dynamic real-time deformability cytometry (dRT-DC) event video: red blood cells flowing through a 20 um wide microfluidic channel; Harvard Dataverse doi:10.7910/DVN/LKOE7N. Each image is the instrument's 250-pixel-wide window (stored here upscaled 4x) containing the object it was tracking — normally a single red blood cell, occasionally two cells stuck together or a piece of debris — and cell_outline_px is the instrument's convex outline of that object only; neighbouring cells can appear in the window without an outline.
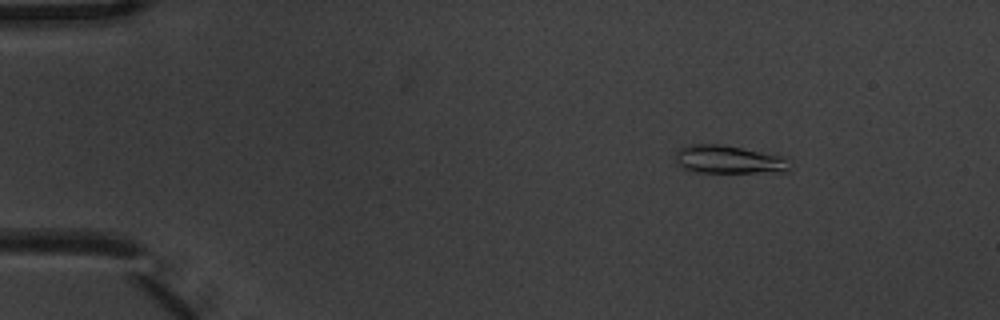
{"species": "common noctule bat (a hibernating species)", "species_latin": "Nyctalus noctula", "temperature_condition": "warm", "stored_images_in_passage": 9, "camera_frame_rate_fps": 3000, "um_per_image_px": 0.085, "animal": {"sex": "male", "body_mass_g": 20.1, "forearm_length_mm": 53.5}, "frame": {"image": 1, "passage_image": 2, "time_ms": 0.333, "image_size_px": [1000, 320], "cell_outline_px": [[792, 168], [788, 172], [696, 172], [684, 168], [676, 160], [676, 152], [680, 148], [692, 144], [720, 144], [792, 156]], "centroid_in_image_um": [62.14, 13.55], "position_along_channel_um": 22.9, "area_um2": 19.31}}
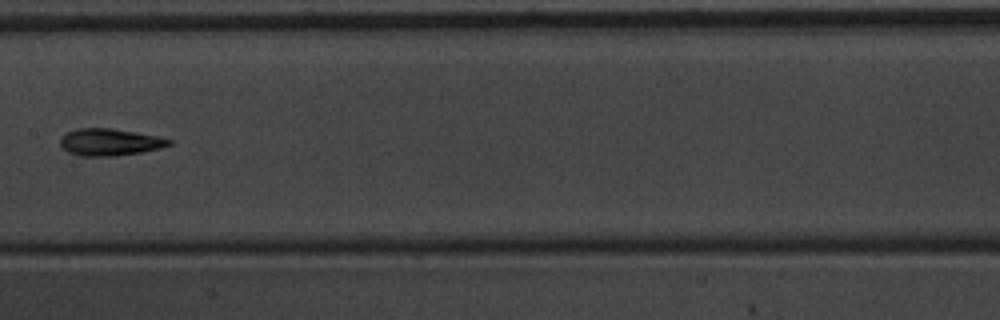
{"frame": {"image": 2, "passage_image": 8, "time_ms": 2.333, "image_size_px": [1000, 320], "cell_outline_px": [[172, 144], [160, 148], [140, 152], [112, 156], [80, 156], [68, 152], [60, 144], [60, 136], [64, 132], [76, 128], [112, 128], [160, 136], [172, 140]], "centroid_in_image_um": [9.3, 12.06], "position_along_channel_um": 198.1, "area_um2": 17.28}}
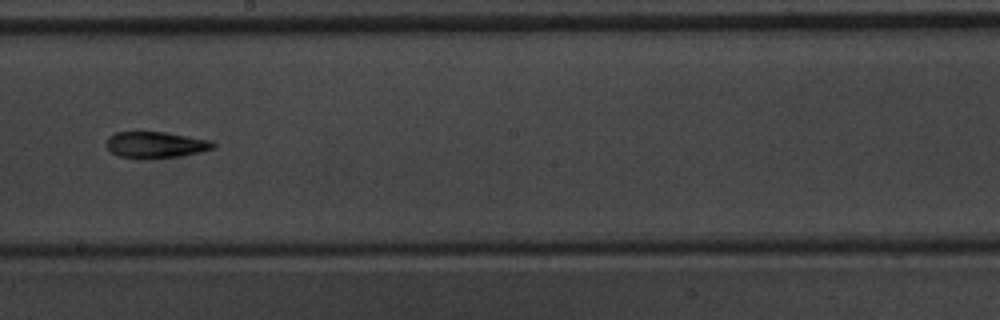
{"frame": {"image": 3, "passage_image": 9, "time_ms": 2.667, "image_size_px": [1000, 320], "cell_outline_px": [[216, 148], [200, 152], [180, 156], [136, 160], [116, 156], [104, 144], [108, 136], [116, 132], [160, 132], [212, 140], [216, 144]], "centroid_in_image_um": [13.19, 12.33], "position_along_channel_um": 235.0, "area_um2": 16.7}}